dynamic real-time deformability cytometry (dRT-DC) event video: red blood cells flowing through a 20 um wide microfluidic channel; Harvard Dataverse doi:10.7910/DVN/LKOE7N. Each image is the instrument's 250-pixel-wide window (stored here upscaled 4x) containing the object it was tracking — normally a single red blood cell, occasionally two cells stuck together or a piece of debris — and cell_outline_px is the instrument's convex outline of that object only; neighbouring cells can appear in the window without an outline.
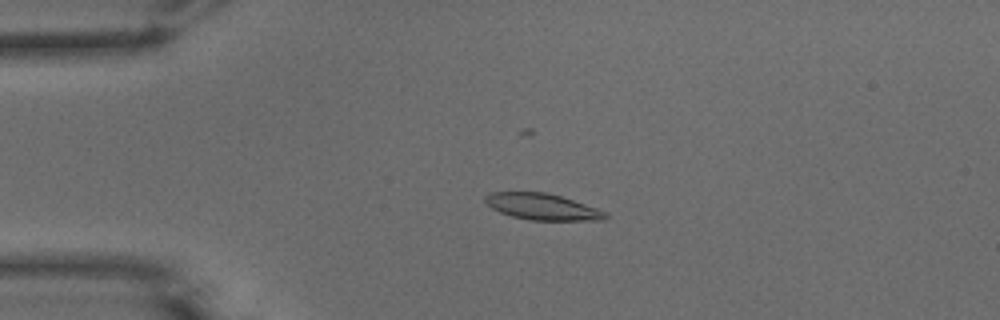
{"species": "common noctule bat (a hibernating species)", "species_latin": "Nyctalus noctula", "temperature_condition": "warm", "stored_images_in_passage": 53, "camera_frame_rate_fps": 3000, "um_per_image_px": 0.085, "animal": {"sex": "male", "body_mass_g": 15.6}, "frame": {"image": 1, "passage_image": 13, "time_ms": 4.0, "image_size_px": [1000, 320], "cell_outline_px": [[608, 216], [604, 220], [532, 220], [512, 216], [500, 212], [492, 208], [484, 200], [484, 196], [488, 192], [544, 192], [560, 196], [608, 212]], "centroid_in_image_um": [46.08, 17.57], "position_along_channel_um": 38.9, "area_um2": 18.26}}
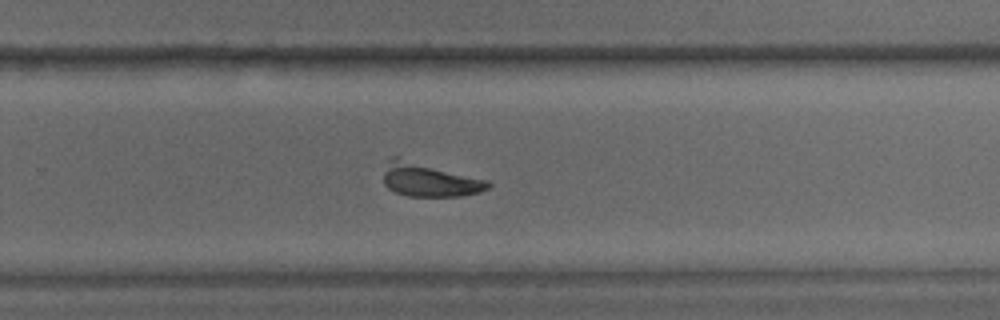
{"frame": {"image": 2, "passage_image": 35, "time_ms": 11.333, "image_size_px": [1000, 320], "cell_outline_px": [[492, 184], [488, 188], [480, 192], [460, 196], [408, 196], [396, 192], [388, 188], [384, 184], [384, 172], [388, 160], [392, 156], [396, 156], [488, 180]], "centroid_in_image_um": [36.48, 15.28], "position_along_channel_um": 293.3, "area_um2": 20.4}}
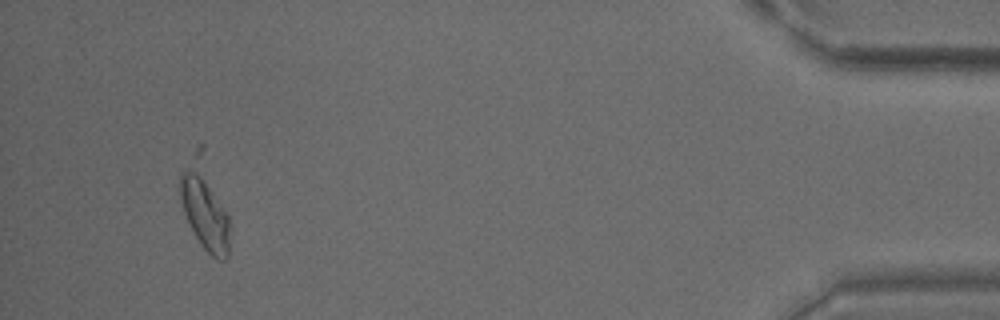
{"frame": {"image": 3, "passage_image": 50, "time_ms": 16.333, "image_size_px": [1000, 320], "cell_outline_px": [[232, 228], [228, 260], [216, 260], [200, 244], [184, 212], [180, 196], [180, 172], [188, 168], [196, 172], [200, 176], [228, 216]], "centroid_in_image_um": [17.46, 18.3], "position_along_channel_um": 417.7, "area_um2": 20.23}}